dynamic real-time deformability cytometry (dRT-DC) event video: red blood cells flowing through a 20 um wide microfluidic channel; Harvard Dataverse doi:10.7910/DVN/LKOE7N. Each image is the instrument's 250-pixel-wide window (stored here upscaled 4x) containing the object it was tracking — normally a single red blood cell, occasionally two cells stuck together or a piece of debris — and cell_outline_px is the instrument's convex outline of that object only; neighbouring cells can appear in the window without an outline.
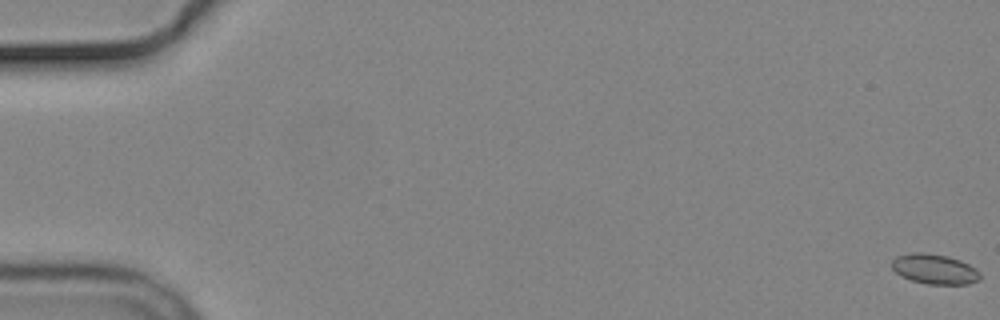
{"species": "common noctule bat (a hibernating species)", "species_latin": "Nyctalus noctula", "temperature_condition": "cold", "stored_images_in_passage": 6, "camera_frame_rate_fps": 3000, "um_per_image_px": 0.085, "animal": {"sex": "male", "body_mass_g": 19.2, "forearm_length_mm": 51.8}, "frame": {"image": 1, "passage_image": 1, "time_ms": 0.0, "image_size_px": [1000, 320], "cell_outline_px": [[980, 276], [976, 280], [968, 284], [928, 284], [912, 280], [900, 276], [892, 268], [892, 260], [896, 256], [912, 252], [924, 252], [948, 256], [960, 260], [976, 268], [980, 272]], "centroid_in_image_um": [79.41, 22.86], "position_along_channel_um": 5.6, "area_um2": 15.43}}
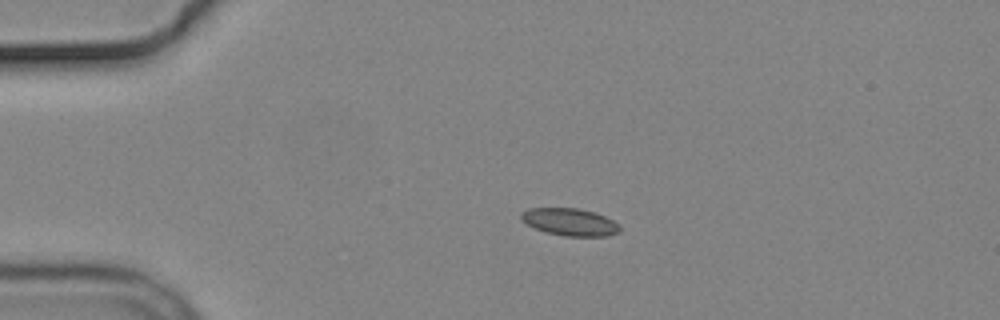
{"frame": {"image": 2, "passage_image": 4, "time_ms": 4.333, "image_size_px": [1000, 320], "cell_outline_px": [[620, 232], [608, 236], [564, 236], [548, 232], [536, 228], [528, 224], [520, 216], [520, 212], [528, 208], [576, 208], [596, 212], [612, 220], [620, 228]], "centroid_in_image_um": [48.45, 18.86], "position_along_channel_um": 36.5, "area_um2": 15.55}}